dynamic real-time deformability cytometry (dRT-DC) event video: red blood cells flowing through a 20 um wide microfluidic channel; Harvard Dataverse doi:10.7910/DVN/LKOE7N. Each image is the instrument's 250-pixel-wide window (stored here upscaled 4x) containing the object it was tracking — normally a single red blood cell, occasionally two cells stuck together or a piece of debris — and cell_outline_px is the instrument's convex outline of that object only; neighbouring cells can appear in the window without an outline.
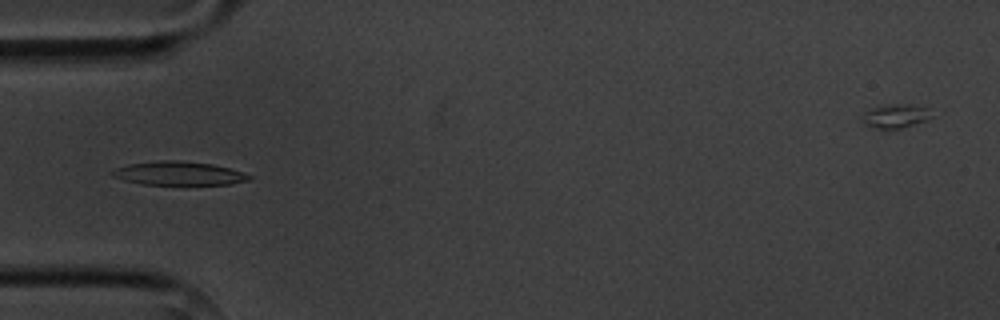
{"species": "common noctule bat (a hibernating species)", "species_latin": "Nyctalus noctula", "temperature_condition": "cold", "stored_images_in_passage": 6, "camera_frame_rate_fps": 3000, "um_per_image_px": 0.085, "animal": {"sex": "male", "body_mass_g": 20.1, "forearm_length_mm": 53.5}, "frame": {"image": 1, "passage_image": 5, "time_ms": 5.0, "image_size_px": [1000, 320], "cell_outline_px": [[252, 176], [248, 180], [232, 184], [144, 184], [124, 180], [112, 176], [108, 172], [116, 168], [128, 164], [160, 160], [180, 160], [212, 164], [244, 172]], "centroid_in_image_um": [15.17, 14.72], "position_along_channel_um": 69.8, "area_um2": 18.79}}
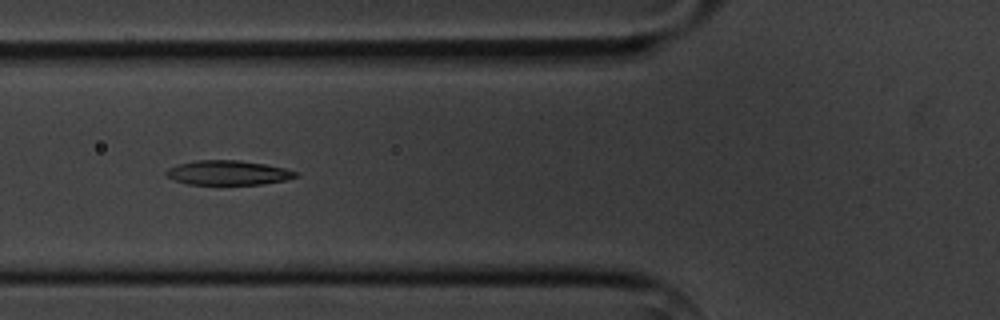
{"frame": {"image": 2, "passage_image": 6, "time_ms": 6.0, "image_size_px": [1000, 320], "cell_outline_px": [[300, 176], [284, 180], [260, 184], [188, 184], [172, 180], [164, 172], [168, 168], [180, 164], [196, 160], [240, 160], [264, 164], [284, 168], [300, 172]], "centroid_in_image_um": [19.4, 14.68], "position_along_channel_um": 106.4, "area_um2": 18.44}}